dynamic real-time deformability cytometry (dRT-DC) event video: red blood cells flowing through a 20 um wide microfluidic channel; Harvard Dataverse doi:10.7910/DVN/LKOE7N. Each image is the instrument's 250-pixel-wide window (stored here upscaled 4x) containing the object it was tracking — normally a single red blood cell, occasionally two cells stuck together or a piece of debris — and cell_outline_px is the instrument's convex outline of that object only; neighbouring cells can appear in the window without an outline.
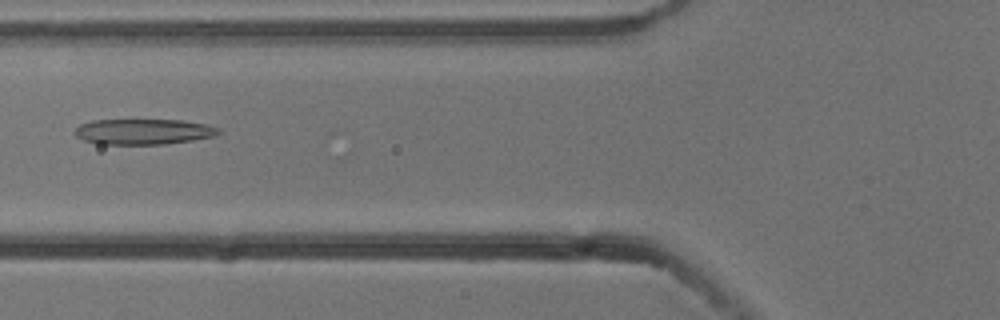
{"species": "common noctule bat (a hibernating species)", "species_latin": "Nyctalus noctula", "temperature_condition": "cold", "stored_images_in_passage": 7, "camera_frame_rate_fps": 3000, "um_per_image_px": 0.085, "animal": {"sex": "male", "body_mass_g": 13.3}, "frame": {"image": 1, "passage_image": 6, "time_ms": 1.667, "image_size_px": [1000, 320], "cell_outline_px": [[220, 132], [216, 136], [192, 140], [164, 144], [96, 144], [84, 140], [76, 136], [72, 132], [80, 124], [92, 120], [184, 120], [208, 124], [220, 128]], "centroid_in_image_um": [12.2, 11.19], "position_along_channel_um": 113.6, "area_um2": 21.62}}
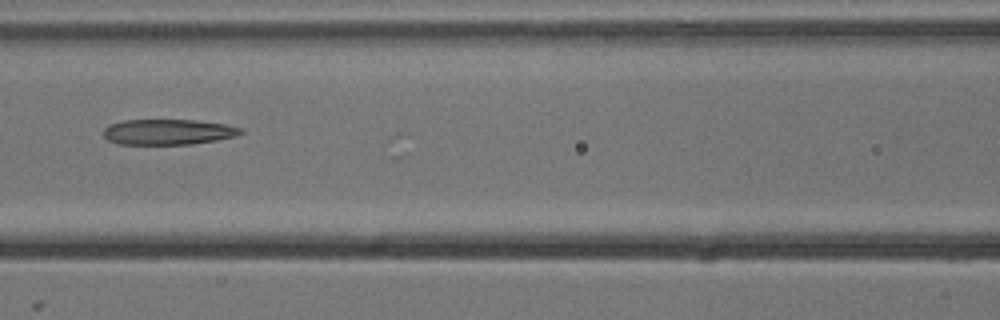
{"frame": {"image": 2, "passage_image": 7, "time_ms": 2.0, "image_size_px": [1000, 320], "cell_outline_px": [[244, 132], [236, 136], [216, 140], [192, 144], [116, 144], [108, 140], [104, 136], [104, 128], [108, 124], [120, 120], [196, 120], [224, 124], [244, 128]], "centroid_in_image_um": [14.28, 11.21], "position_along_channel_um": 152.3, "area_um2": 20.58}}